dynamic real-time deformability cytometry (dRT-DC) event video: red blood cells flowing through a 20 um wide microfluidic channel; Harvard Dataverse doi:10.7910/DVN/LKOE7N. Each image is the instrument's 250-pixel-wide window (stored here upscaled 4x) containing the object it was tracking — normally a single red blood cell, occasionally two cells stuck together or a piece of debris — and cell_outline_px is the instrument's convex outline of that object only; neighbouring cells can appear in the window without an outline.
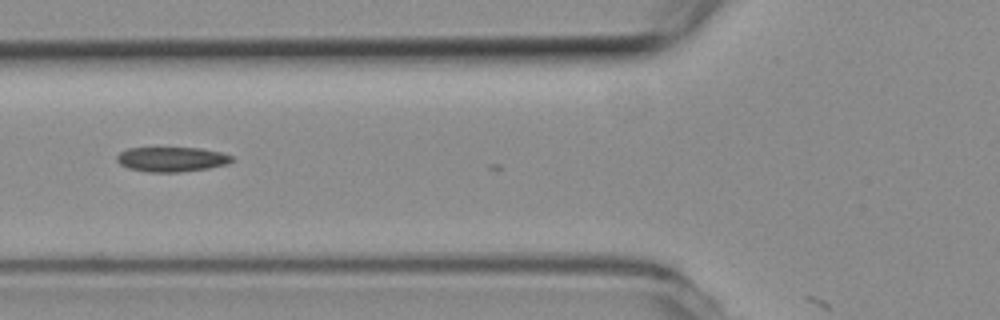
{"species": "common noctule bat (a hibernating species)", "species_latin": "Nyctalus noctula", "temperature_condition": "room temperature", "stored_images_in_passage": 8, "camera_frame_rate_fps": 3000, "um_per_image_px": 0.085, "animal": {"sex": "female", "body_mass_g": 19.3, "forearm_length_mm": 54.1}, "frame": {"image": 1, "passage_image": 6, "time_ms": 1.667, "image_size_px": [1000, 320], "cell_outline_px": [[232, 160], [228, 164], [208, 168], [180, 172], [148, 172], [128, 168], [120, 164], [116, 160], [116, 156], [120, 152], [128, 148], [200, 148], [220, 152], [232, 156]], "centroid_in_image_um": [14.57, 13.54], "position_along_channel_um": 111.2, "area_um2": 16.53}}
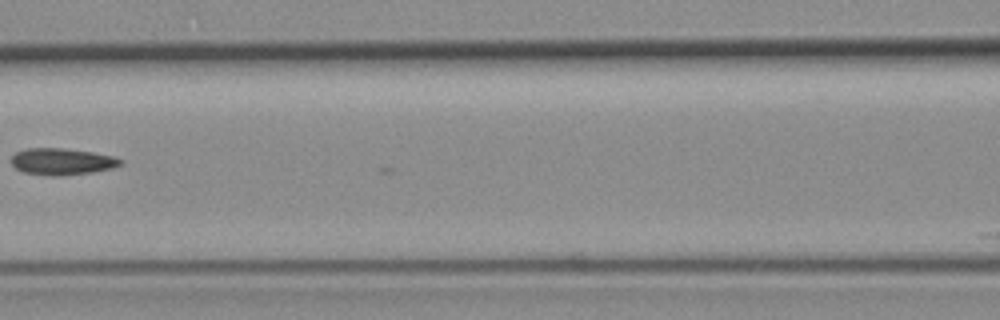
{"frame": {"image": 2, "passage_image": 7, "time_ms": 2.0, "image_size_px": [1000, 320], "cell_outline_px": [[120, 164], [112, 168], [92, 172], [60, 176], [52, 176], [24, 172], [16, 168], [12, 164], [12, 156], [16, 152], [28, 148], [60, 148], [92, 152], [112, 156], [120, 160]], "centroid_in_image_um": [5.23, 13.73], "position_along_channel_um": 161.4, "area_um2": 16.65}}